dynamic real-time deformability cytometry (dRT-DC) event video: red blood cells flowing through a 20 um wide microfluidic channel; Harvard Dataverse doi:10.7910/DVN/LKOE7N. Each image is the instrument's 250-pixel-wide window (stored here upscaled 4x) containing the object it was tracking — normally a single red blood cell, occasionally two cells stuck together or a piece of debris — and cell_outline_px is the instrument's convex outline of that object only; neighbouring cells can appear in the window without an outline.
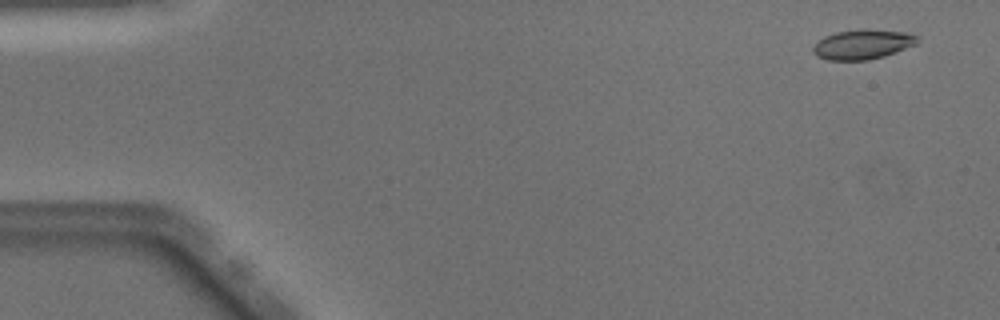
{"species": "Egyptian fruit bat (a non-hibernating species)", "species_latin": "Rousettus aegyptiacus", "temperature_condition": "warm", "stored_images_in_passage": 50, "camera_frame_rate_fps": 3000, "um_per_image_px": 0.085, "animal": {"sex": "male"}, "frame": {"image": 1, "passage_image": 3, "time_ms": 0.667, "image_size_px": [1000, 320], "cell_outline_px": [[920, 40], [916, 44], [896, 52], [884, 56], [868, 60], [828, 60], [816, 56], [812, 52], [812, 48], [824, 36], [836, 32], [908, 32], [920, 36]], "centroid_in_image_um": [73.33, 3.83], "position_along_channel_um": 11.7, "area_um2": 17.28}}
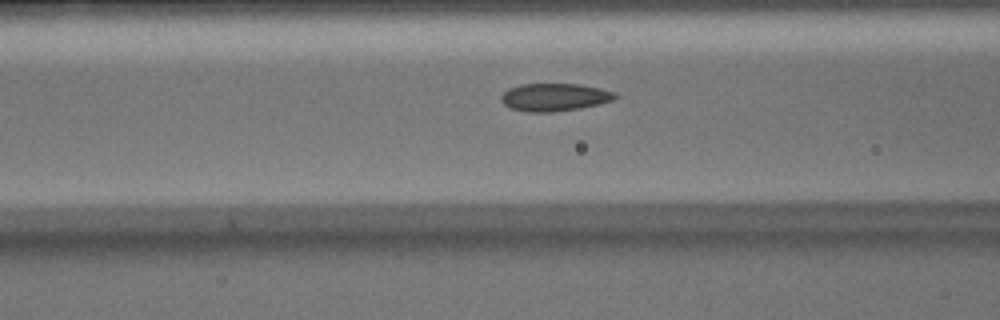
{"frame": {"image": 2, "passage_image": 20, "time_ms": 6.333, "image_size_px": [1000, 320], "cell_outline_px": [[620, 96], [616, 100], [600, 104], [580, 108], [552, 112], [528, 112], [508, 108], [500, 100], [500, 96], [508, 88], [520, 84], [580, 84], [600, 88], [616, 92]], "centroid_in_image_um": [47.16, 8.26], "position_along_channel_um": 119.4, "area_um2": 18.79}}
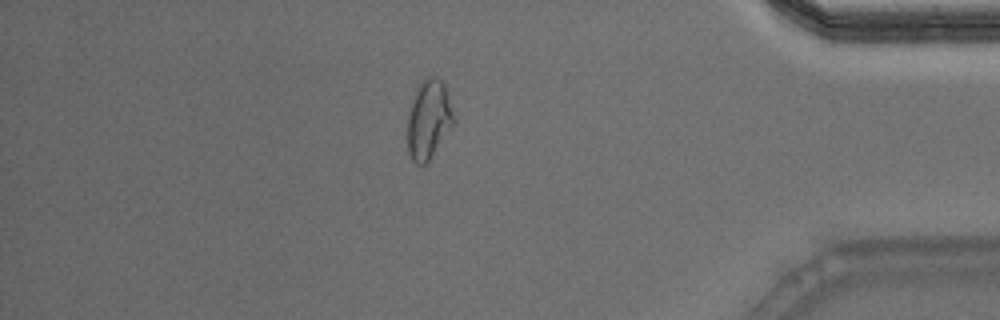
{"frame": {"image": 3, "passage_image": 43, "time_ms": 14.0, "image_size_px": [1000, 320], "cell_outline_px": [[456, 120], [428, 160], [424, 164], [416, 164], [412, 160], [408, 152], [408, 112], [416, 88], [428, 76], [436, 76], [444, 80], [456, 116]], "centroid_in_image_um": [36.46, 10.08], "position_along_channel_um": 398.7, "area_um2": 21.39}, "authors_computed_cell_mechanics": {"area_um2": 18.3804, "velocity_mm_per_s": 4.086, "shape_relaxation_time_tau1_ms": null, "shape_relaxation_time_tau2_ms": 1.3079, "deformation_change_tau1": null, "deformation_change_tau2": 0.0589}}